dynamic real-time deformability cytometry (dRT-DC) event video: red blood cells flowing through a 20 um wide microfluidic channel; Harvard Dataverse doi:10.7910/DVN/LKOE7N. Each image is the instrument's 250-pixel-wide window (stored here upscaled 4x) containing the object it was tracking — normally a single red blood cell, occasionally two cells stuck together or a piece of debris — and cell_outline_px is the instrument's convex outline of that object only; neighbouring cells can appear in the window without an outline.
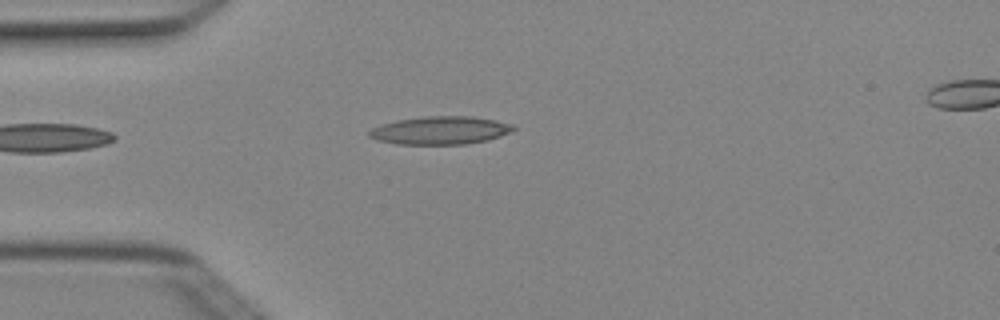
{"species": "Egyptian fruit bat (a non-hibernating species)", "species_latin": "Rousettus aegyptiacus", "temperature_condition": "cold", "stored_images_in_passage": 3, "camera_frame_rate_fps": 3000, "um_per_image_px": 0.085, "animal": {"sex": "female"}, "frame": {"image": 1, "passage_image": 3, "time_ms": 0.667, "image_size_px": [1000, 320], "cell_outline_px": [[516, 128], [500, 136], [488, 140], [464, 144], [396, 144], [376, 140], [368, 136], [368, 132], [372, 128], [380, 124], [396, 120], [424, 116], [472, 116], [496, 120], [512, 124]], "centroid_in_image_um": [37.38, 11.07], "position_along_channel_um": 47.6, "area_um2": 23.64}}